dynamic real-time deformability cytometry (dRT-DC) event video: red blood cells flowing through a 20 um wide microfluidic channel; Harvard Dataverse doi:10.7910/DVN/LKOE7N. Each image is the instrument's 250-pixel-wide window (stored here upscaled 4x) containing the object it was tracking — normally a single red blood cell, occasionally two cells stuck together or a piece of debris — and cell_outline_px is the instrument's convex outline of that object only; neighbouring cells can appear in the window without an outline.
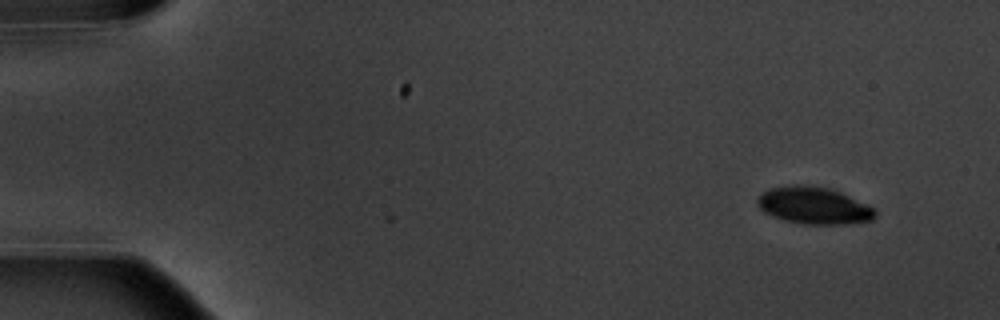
{"species": "common noctule bat (a hibernating species)", "species_latin": "Nyctalus noctula", "temperature_condition": "warm", "stored_images_in_passage": 3, "camera_frame_rate_fps": 3000, "um_per_image_px": 0.085, "animal": {"sex": "male", "body_mass_g": 20.1, "forearm_length_mm": 53.5}, "frame": {"image": 1, "passage_image": 3, "time_ms": 2.333, "image_size_px": [1000, 320], "cell_outline_px": [[876, 216], [872, 220], [844, 224], [804, 224], [784, 220], [772, 216], [764, 212], [756, 204], [756, 200], [760, 192], [768, 188], [792, 184], [804, 184], [832, 188], [868, 204], [876, 208]], "centroid_in_image_um": [69.16, 17.45], "position_along_channel_um": 15.8, "area_um2": 25.95}}